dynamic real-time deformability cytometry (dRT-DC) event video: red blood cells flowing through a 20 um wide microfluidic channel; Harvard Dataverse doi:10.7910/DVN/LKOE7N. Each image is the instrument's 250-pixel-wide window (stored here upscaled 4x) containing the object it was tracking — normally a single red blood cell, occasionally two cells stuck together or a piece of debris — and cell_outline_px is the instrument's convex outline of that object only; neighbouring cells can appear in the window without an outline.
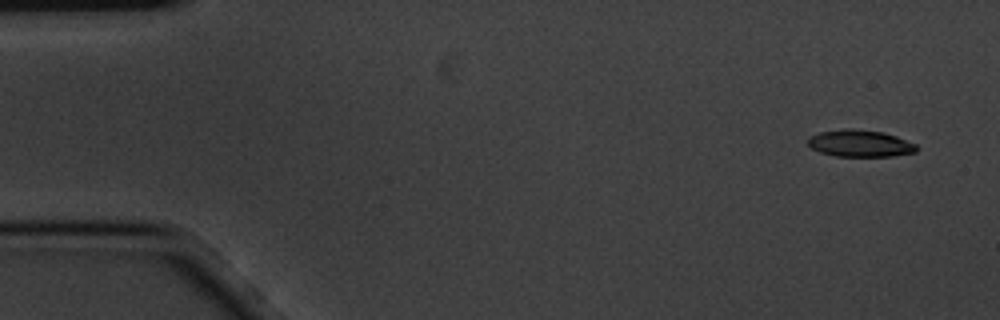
{"species": "common noctule bat (a hibernating species)", "species_latin": "Nyctalus noctula", "temperature_condition": "cold", "stored_images_in_passage": 6, "camera_frame_rate_fps": 3000, "um_per_image_px": 0.085, "animal": {"sex": "male", "body_mass_g": 20.1, "forearm_length_mm": 53.5}, "frame": {"image": 1, "passage_image": 1, "time_ms": 0.0, "image_size_px": [1000, 320], "cell_outline_px": [[916, 152], [892, 156], [836, 156], [820, 152], [812, 148], [808, 144], [808, 136], [820, 132], [844, 128], [852, 128], [884, 132], [896, 136], [916, 144]], "centroid_in_image_um": [73.08, 12.18], "position_along_channel_um": 11.9, "area_um2": 17.05}}
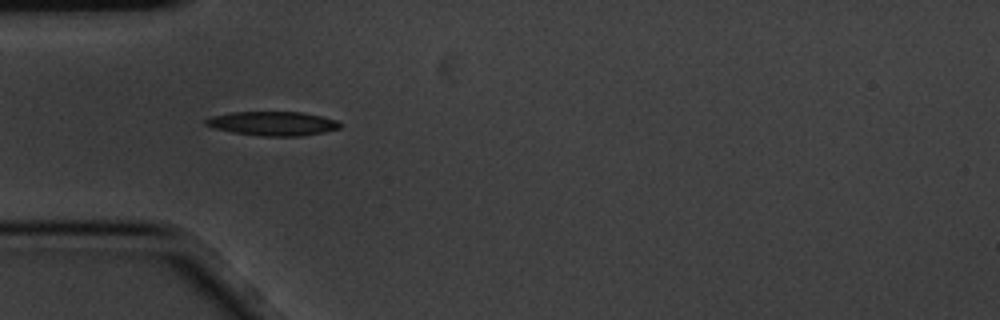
{"frame": {"image": 2, "passage_image": 5, "time_ms": 1.333, "image_size_px": [1000, 320], "cell_outline_px": [[340, 128], [324, 132], [300, 136], [260, 136], [232, 132], [212, 128], [204, 124], [204, 120], [212, 116], [232, 112], [304, 112], [336, 120], [340, 124]], "centroid_in_image_um": [23.15, 10.5], "position_along_channel_um": 61.9, "area_um2": 18.84}}
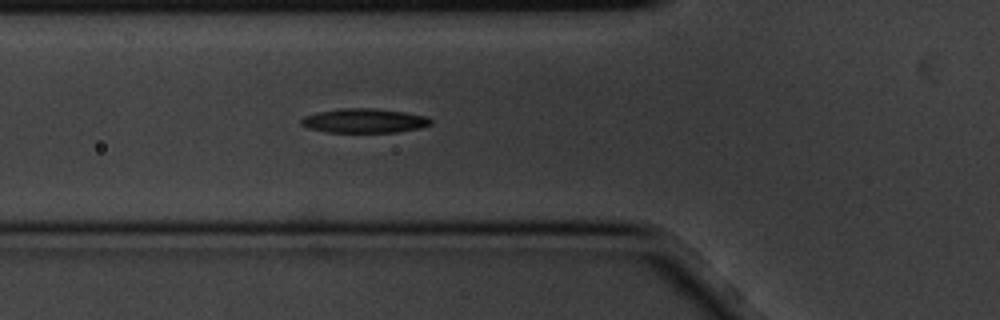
{"frame": {"image": 3, "passage_image": 6, "time_ms": 1.667, "image_size_px": [1000, 320], "cell_outline_px": [[432, 124], [420, 128], [396, 132], [328, 132], [312, 128], [300, 124], [300, 120], [304, 116], [320, 112], [340, 108], [376, 108], [404, 112], [428, 116], [432, 120]], "centroid_in_image_um": [31.02, 10.25], "position_along_channel_um": 94.8, "area_um2": 18.26}}